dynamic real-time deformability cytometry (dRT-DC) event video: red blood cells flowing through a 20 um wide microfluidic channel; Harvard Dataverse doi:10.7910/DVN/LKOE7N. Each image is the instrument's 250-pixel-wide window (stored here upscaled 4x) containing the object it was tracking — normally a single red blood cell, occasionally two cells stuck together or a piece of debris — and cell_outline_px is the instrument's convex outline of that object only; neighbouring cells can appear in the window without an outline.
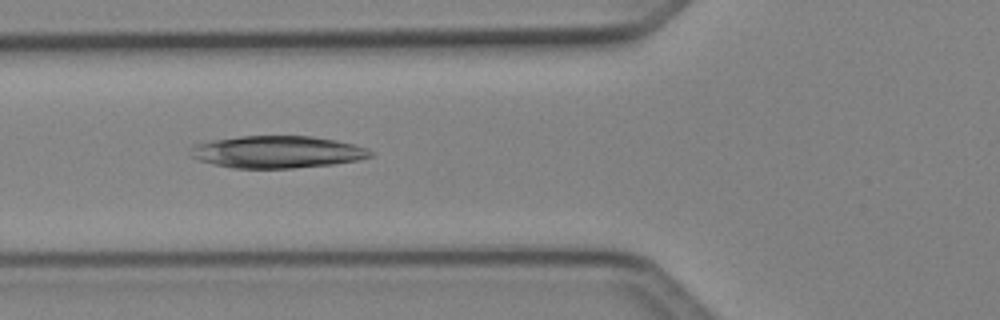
{"species": "Egyptian fruit bat (a non-hibernating species)", "species_latin": "Rousettus aegyptiacus", "temperature_condition": "cold", "stored_images_in_passage": 8, "camera_frame_rate_fps": 3000, "um_per_image_px": 0.085, "animal": {"sex": "female"}, "frame": {"image": 1, "passage_image": 6, "time_ms": 1.667, "image_size_px": [1000, 320], "cell_outline_px": [[372, 156], [356, 160], [332, 164], [292, 168], [232, 168], [212, 164], [200, 160], [192, 156], [192, 144], [212, 140], [240, 136], [312, 136], [336, 140], [368, 148], [372, 152]], "centroid_in_image_um": [23.55, 12.91], "position_along_channel_um": 102.2, "area_um2": 33.58}}
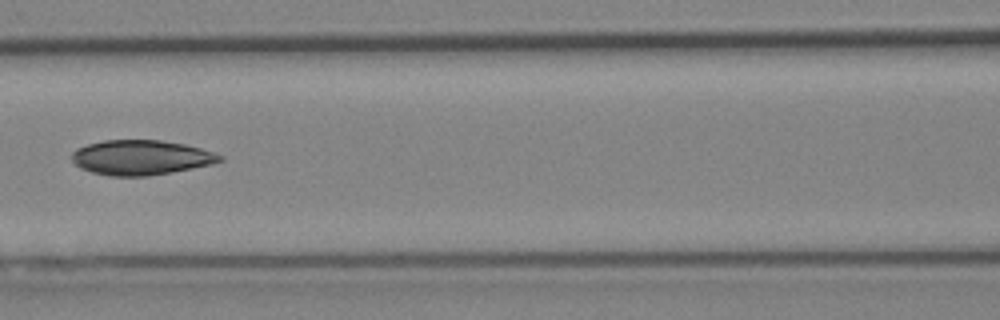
{"frame": {"image": 2, "passage_image": 7, "time_ms": 2.0, "image_size_px": [1000, 320], "cell_outline_px": [[224, 160], [212, 164], [192, 168], [148, 176], [108, 176], [92, 172], [80, 168], [72, 160], [72, 152], [76, 148], [88, 144], [104, 140], [160, 140], [184, 144], [200, 148], [224, 156]], "centroid_in_image_um": [11.97, 13.39], "position_along_channel_um": 154.6, "area_um2": 30.0}}
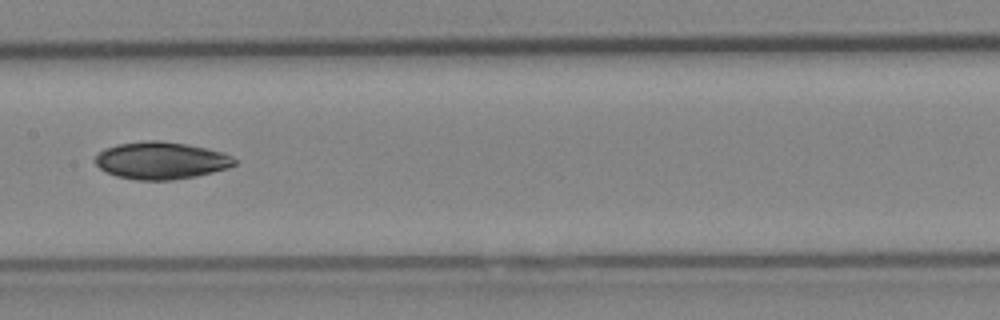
{"frame": {"image": 3, "passage_image": 8, "time_ms": 2.333, "image_size_px": [1000, 320], "cell_outline_px": [[236, 164], [228, 168], [196, 176], [172, 180], [136, 180], [116, 176], [100, 168], [92, 160], [96, 152], [104, 148], [116, 144], [144, 140], [160, 140], [188, 144], [208, 148], [224, 152], [232, 156], [236, 160]], "centroid_in_image_um": [13.66, 13.63], "position_along_channel_um": 193.7, "area_um2": 30.75}}